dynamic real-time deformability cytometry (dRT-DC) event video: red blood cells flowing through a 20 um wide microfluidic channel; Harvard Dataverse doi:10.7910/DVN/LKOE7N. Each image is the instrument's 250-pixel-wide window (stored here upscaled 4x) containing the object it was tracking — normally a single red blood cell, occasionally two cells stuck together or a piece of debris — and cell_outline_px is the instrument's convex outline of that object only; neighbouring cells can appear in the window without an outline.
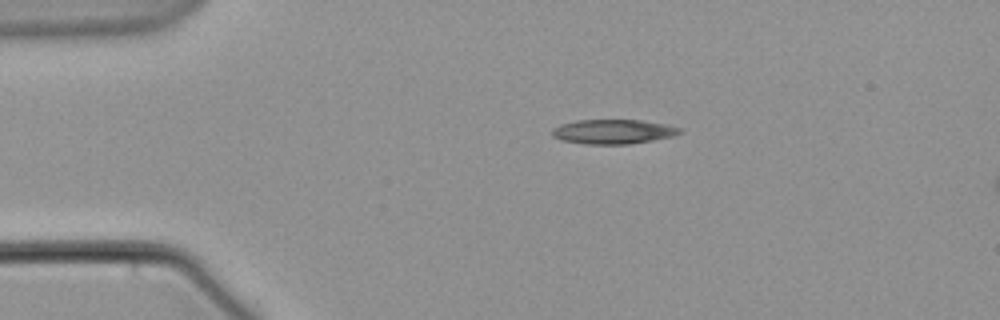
{"species": "common noctule bat (a hibernating species)", "species_latin": "Nyctalus noctula", "temperature_condition": "warm", "stored_images_in_passage": 4, "camera_frame_rate_fps": 3000, "um_per_image_px": 0.085, "animal": {"sex": "male", "body_mass_g": 21.5, "forearm_length_mm": 52.0}, "frame": {"image": 1, "passage_image": 1, "time_ms": 0.0, "image_size_px": [1000, 320], "cell_outline_px": [[684, 132], [672, 136], [652, 140], [628, 144], [588, 144], [560, 140], [552, 136], [552, 128], [560, 124], [576, 120], [640, 120], [668, 124], [680, 128]], "centroid_in_image_um": [52.11, 11.18], "position_along_channel_um": 32.9, "area_um2": 18.26}}
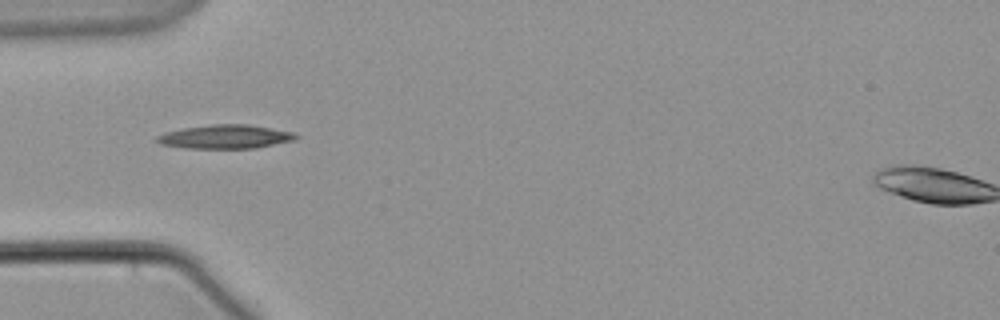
{"frame": {"image": 2, "passage_image": 3, "time_ms": 2.333, "image_size_px": [1000, 320], "cell_outline_px": [[300, 136], [296, 140], [256, 148], [184, 148], [160, 144], [152, 140], [156, 136], [164, 132], [184, 128], [212, 124], [248, 124], [292, 132]], "centroid_in_image_um": [19.12, 11.62], "position_along_channel_um": 65.9, "area_um2": 19.42}}
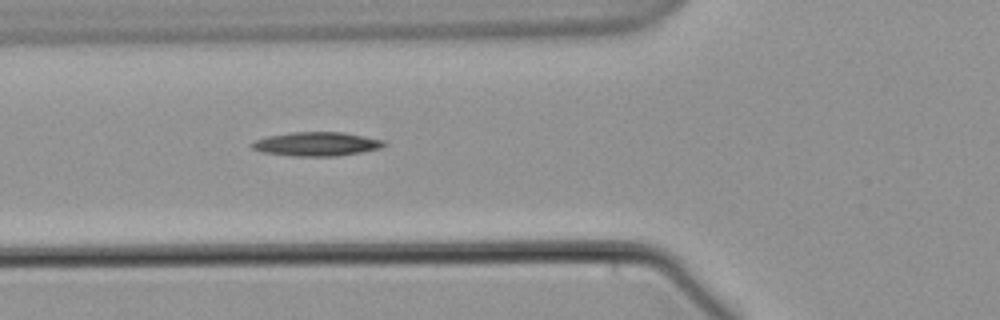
{"frame": {"image": 3, "passage_image": 4, "time_ms": 3.333, "image_size_px": [1000, 320], "cell_outline_px": [[388, 144], [380, 148], [360, 152], [336, 156], [292, 156], [264, 152], [252, 148], [248, 144], [256, 140], [268, 136], [292, 132], [344, 132], [384, 140]], "centroid_in_image_um": [26.91, 12.23], "position_along_channel_um": 98.9, "area_um2": 18.38}}